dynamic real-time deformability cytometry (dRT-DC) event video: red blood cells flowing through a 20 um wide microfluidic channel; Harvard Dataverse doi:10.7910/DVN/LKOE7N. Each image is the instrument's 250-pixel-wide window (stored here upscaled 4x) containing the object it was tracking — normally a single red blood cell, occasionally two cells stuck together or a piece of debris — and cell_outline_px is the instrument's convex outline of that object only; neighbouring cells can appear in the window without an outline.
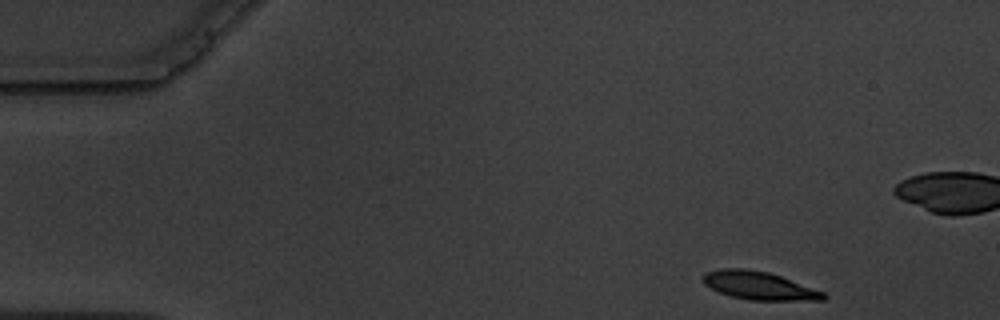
{"species": "common noctule bat (a hibernating species)", "species_latin": "Nyctalus noctula", "temperature_condition": "warm", "stored_images_in_passage": 3, "camera_frame_rate_fps": 3000, "um_per_image_px": 0.085, "animal": {"sex": "male", "body_mass_g": 19.5, "forearm_length_mm": 54.6}, "frame": {"image": 1, "passage_image": 1, "time_ms": 0.0, "image_size_px": [1000, 320], "cell_outline_px": [[828, 296], [824, 300], [748, 300], [732, 296], [720, 292], [704, 284], [700, 276], [704, 272], [720, 268], [744, 268], [768, 272], [780, 276], [824, 292]], "centroid_in_image_um": [64.48, 24.27], "position_along_channel_um": 20.5, "area_um2": 19.71}}